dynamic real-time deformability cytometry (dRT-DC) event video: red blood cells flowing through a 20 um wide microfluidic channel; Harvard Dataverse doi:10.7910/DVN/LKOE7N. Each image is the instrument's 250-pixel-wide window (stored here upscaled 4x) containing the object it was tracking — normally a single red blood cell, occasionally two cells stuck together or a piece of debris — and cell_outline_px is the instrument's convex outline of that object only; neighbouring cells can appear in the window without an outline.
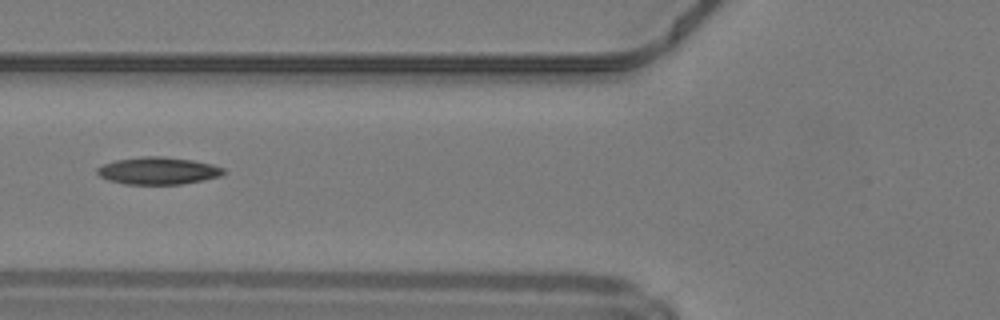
{"species": "common noctule bat (a hibernating species)", "species_latin": "Nyctalus noctula", "temperature_condition": "warm", "stored_images_in_passage": 36, "camera_frame_rate_fps": 3000, "um_per_image_px": 0.085, "animal": {"sex": "male", "body_mass_g": 19.2, "forearm_length_mm": 51.8}, "frame": {"image": 1, "passage_image": 6, "time_ms": 1.667, "image_size_px": [1000, 320], "cell_outline_px": [[228, 172], [220, 176], [204, 180], [180, 184], [124, 184], [108, 180], [100, 176], [96, 172], [96, 168], [104, 164], [116, 160], [140, 156], [160, 156], [192, 160], [212, 164], [224, 168]], "centroid_in_image_um": [13.45, 14.51], "position_along_channel_um": 112.3, "area_um2": 20.17}, "authors_computed_cell_mechanics": {"area_um2": 19.5942, "velocity_mm_per_s": 4.2399, "shape_relaxation_time_tau1_ms": null, "shape_relaxation_time_tau2_ms": 3.6726, "deformation_change_tau1": null, "deformation_change_tau2": 0.1168}}